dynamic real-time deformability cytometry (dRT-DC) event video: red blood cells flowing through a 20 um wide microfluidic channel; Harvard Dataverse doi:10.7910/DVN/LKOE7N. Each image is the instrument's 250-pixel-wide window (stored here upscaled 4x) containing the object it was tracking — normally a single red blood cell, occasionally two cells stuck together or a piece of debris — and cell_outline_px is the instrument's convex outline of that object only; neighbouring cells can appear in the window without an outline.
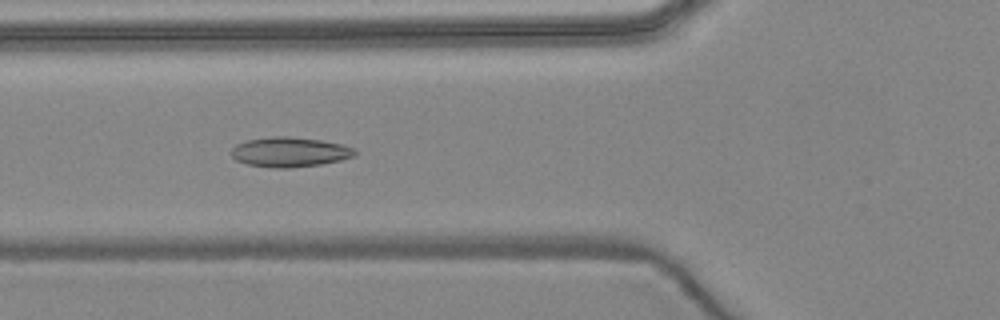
{"species": "common noctule bat (a hibernating species)", "species_latin": "Nyctalus noctula", "temperature_condition": "warm", "stored_images_in_passage": 6, "camera_frame_rate_fps": 3000, "um_per_image_px": 0.085, "animal": {"sex": "female", "body_mass_g": 24.6, "forearm_length_mm": 56.2}, "frame": {"image": 1, "passage_image": 4, "time_ms": 3.667, "image_size_px": [1000, 320], "cell_outline_px": [[356, 156], [340, 160], [320, 164], [292, 168], [272, 168], [248, 164], [236, 160], [232, 156], [232, 148], [236, 144], [248, 140], [272, 136], [288, 136], [320, 140], [340, 144], [356, 148]], "centroid_in_image_um": [24.64, 12.92], "position_along_channel_um": 101.2, "area_um2": 21.44}}
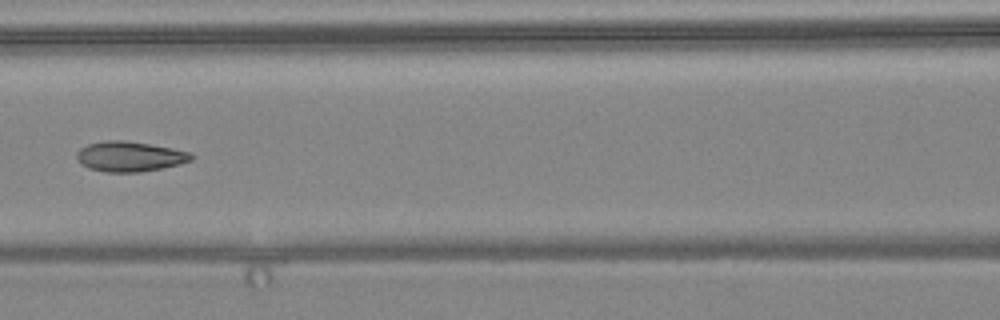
{"frame": {"image": 2, "passage_image": 5, "time_ms": 5.0, "image_size_px": [1000, 320], "cell_outline_px": [[196, 156], [192, 160], [180, 164], [140, 172], [104, 172], [88, 168], [80, 164], [76, 156], [76, 152], [80, 148], [88, 144], [104, 140], [124, 140], [172, 148], [192, 152]], "centroid_in_image_um": [11.02, 13.3], "position_along_channel_um": 155.6, "area_um2": 20.29}}
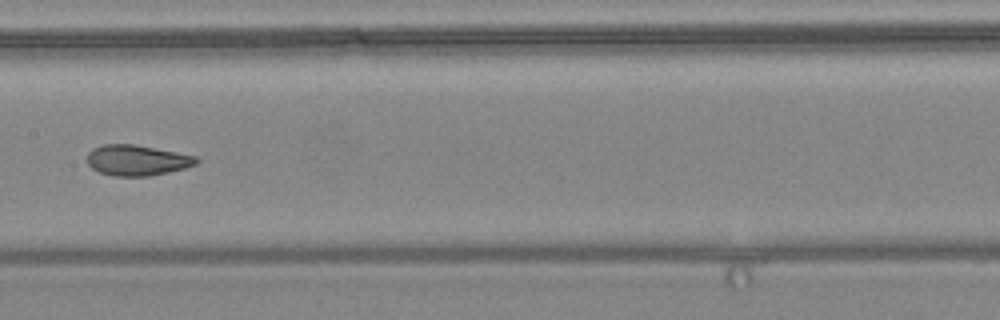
{"frame": {"image": 3, "passage_image": 6, "time_ms": 6.0, "image_size_px": [1000, 320], "cell_outline_px": [[200, 160], [196, 164], [184, 168], [168, 172], [148, 176], [112, 176], [100, 172], [92, 168], [88, 164], [88, 152], [92, 148], [104, 144], [132, 144], [176, 152], [196, 156]], "centroid_in_image_um": [11.63, 13.62], "position_along_channel_um": 195.8, "area_um2": 19.36}}